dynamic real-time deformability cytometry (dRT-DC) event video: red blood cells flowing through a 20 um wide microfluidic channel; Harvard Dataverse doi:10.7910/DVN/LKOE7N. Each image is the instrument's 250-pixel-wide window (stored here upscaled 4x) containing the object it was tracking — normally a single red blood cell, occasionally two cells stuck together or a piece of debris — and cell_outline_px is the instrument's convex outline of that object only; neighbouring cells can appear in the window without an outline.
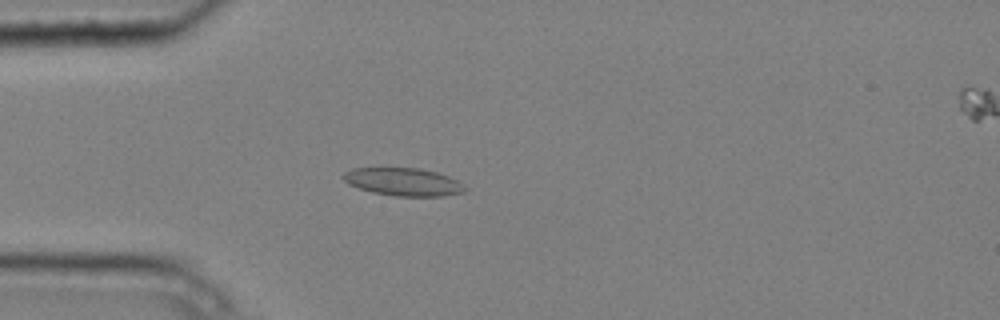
{"species": "common noctule bat (a hibernating species)", "species_latin": "Nyctalus noctula", "temperature_condition": "cold", "stored_images_in_passage": 5, "camera_frame_rate_fps": 3000, "um_per_image_px": 0.085, "animal": {"sex": "male", "body_mass_g": 20.4}, "frame": {"image": 1, "passage_image": 4, "time_ms": 1.0, "image_size_px": [1000, 320], "cell_outline_px": [[468, 188], [464, 192], [444, 196], [396, 196], [372, 192], [348, 184], [340, 176], [344, 172], [352, 168], [420, 168], [436, 172], [448, 176], [464, 184]], "centroid_in_image_um": [34.29, 15.46], "position_along_channel_um": 50.7, "area_um2": 19.83}}